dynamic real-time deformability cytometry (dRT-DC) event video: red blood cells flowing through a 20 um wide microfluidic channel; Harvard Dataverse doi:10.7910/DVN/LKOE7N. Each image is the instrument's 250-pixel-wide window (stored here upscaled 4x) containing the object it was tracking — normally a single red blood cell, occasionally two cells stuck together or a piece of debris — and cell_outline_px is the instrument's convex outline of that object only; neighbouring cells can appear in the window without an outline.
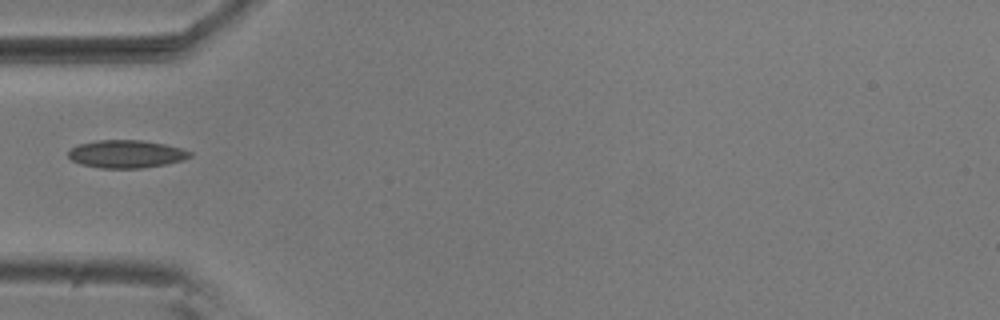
{"species": "common noctule bat (a hibernating species)", "species_latin": "Nyctalus noctula", "temperature_condition": "room temperature", "stored_images_in_passage": 33, "camera_frame_rate_fps": 3000, "um_per_image_px": 0.085, "animal": {"sex": "male", "body_mass_g": 20.5, "forearm_length_mm": 52.5}, "frame": {"image": 1, "passage_image": 1, "time_ms": 0.0, "image_size_px": [1000, 320], "cell_outline_px": [[192, 156], [184, 160], [168, 164], [140, 168], [100, 168], [80, 164], [72, 160], [68, 156], [68, 152], [72, 148], [80, 144], [96, 140], [140, 140], [164, 144], [180, 148], [192, 152]], "centroid_in_image_um": [10.75, 13.09], "position_along_channel_um": 74.3, "area_um2": 19.71}}
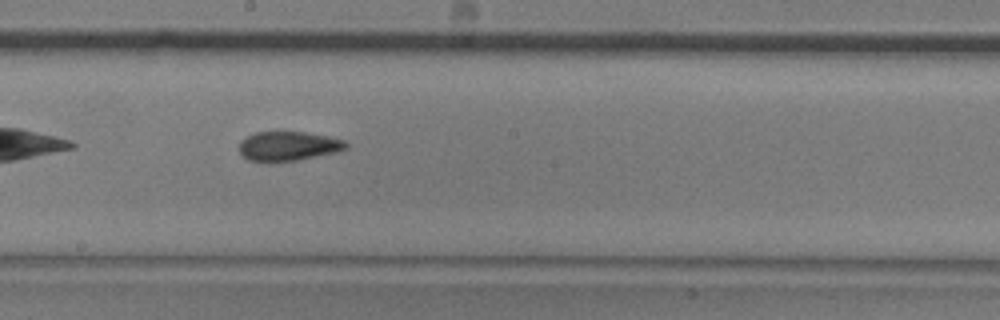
{"frame": {"image": 2, "passage_image": 13, "time_ms": 4.0, "image_size_px": [1000, 320], "cell_outline_px": [[348, 148], [336, 152], [296, 160], [248, 160], [240, 152], [240, 140], [256, 132], [304, 132], [328, 136], [344, 140], [348, 144]], "centroid_in_image_um": [24.54, 12.39], "position_along_channel_um": 223.7, "area_um2": 17.8}}
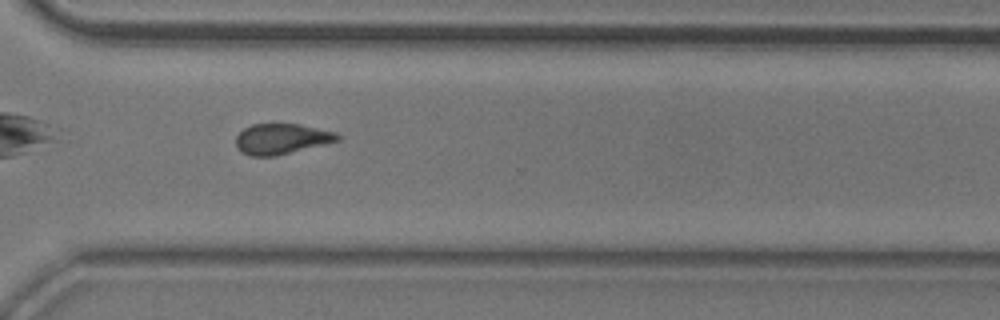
{"frame": {"image": 3, "passage_image": 23, "time_ms": 7.333, "image_size_px": [1000, 320], "cell_outline_px": [[340, 140], [276, 156], [252, 156], [240, 152], [236, 148], [236, 136], [244, 128], [252, 124], [300, 124], [336, 132], [340, 136]], "centroid_in_image_um": [23.91, 11.81], "position_along_channel_um": 346.7, "area_um2": 18.09}}